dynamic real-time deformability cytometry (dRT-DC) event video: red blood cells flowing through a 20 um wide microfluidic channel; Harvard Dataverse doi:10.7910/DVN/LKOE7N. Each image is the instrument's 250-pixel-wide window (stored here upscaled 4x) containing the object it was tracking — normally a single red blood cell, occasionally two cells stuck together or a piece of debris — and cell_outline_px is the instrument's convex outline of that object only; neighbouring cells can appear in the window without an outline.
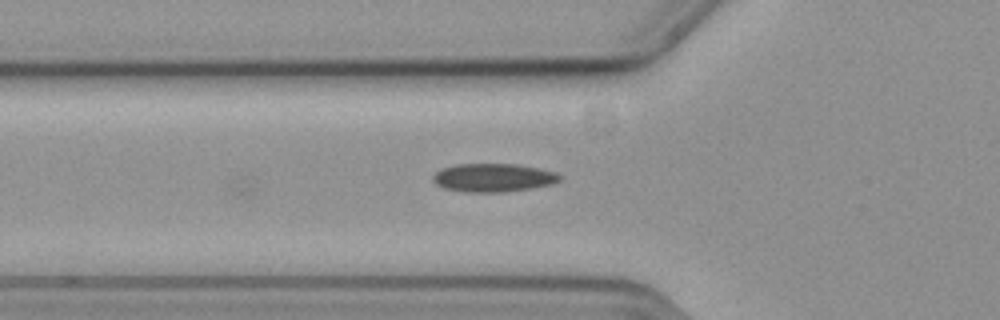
{"species": "common noctule bat (a hibernating species)", "species_latin": "Nyctalus noctula", "temperature_condition": "cold", "stored_images_in_passage": 13, "camera_frame_rate_fps": 3000, "um_per_image_px": 0.085, "animal": {"sex": "female", "body_mass_g": 19.3, "forearm_length_mm": 54.1}, "frame": {"image": 1, "passage_image": 13, "time_ms": 4.0, "image_size_px": [1000, 320], "cell_outline_px": [[560, 180], [552, 184], [532, 188], [504, 192], [464, 192], [444, 188], [436, 184], [432, 180], [432, 176], [440, 168], [456, 164], [516, 164], [556, 172], [560, 176]], "centroid_in_image_um": [41.88, 15.1], "position_along_channel_um": 83.9, "area_um2": 20.98}}